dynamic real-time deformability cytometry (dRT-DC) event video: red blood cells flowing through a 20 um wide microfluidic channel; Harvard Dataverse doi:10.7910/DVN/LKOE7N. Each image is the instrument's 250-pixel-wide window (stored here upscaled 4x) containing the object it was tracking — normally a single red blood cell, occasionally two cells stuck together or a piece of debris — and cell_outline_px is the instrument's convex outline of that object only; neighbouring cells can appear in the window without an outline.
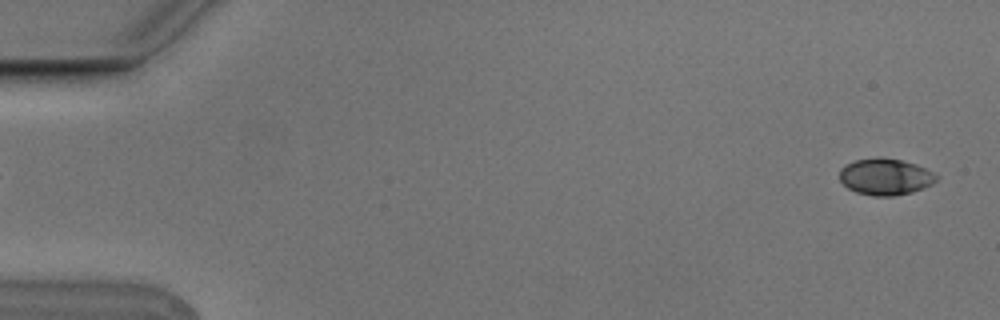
{"species": "Egyptian fruit bat (a non-hibernating species)", "species_latin": "Rousettus aegyptiacus", "temperature_condition": "cold", "stored_images_in_passage": 6, "segment_of_instrument_passage": [2, 2], "camera_frame_rate_fps": 3000, "um_per_image_px": 0.085, "animal": {"sex": "male"}, "frame": {"image": 1, "passage_image": 6, "time_ms": 1.667, "image_size_px": [1000, 320], "cell_outline_px": [[936, 180], [932, 184], [912, 192], [892, 196], [876, 196], [856, 192], [848, 188], [840, 180], [840, 168], [844, 164], [856, 160], [876, 156], [900, 160], [916, 164], [932, 172], [936, 176]], "centroid_in_image_um": [75.21, 15.01], "position_along_channel_um": 9.8, "area_um2": 20.52}}